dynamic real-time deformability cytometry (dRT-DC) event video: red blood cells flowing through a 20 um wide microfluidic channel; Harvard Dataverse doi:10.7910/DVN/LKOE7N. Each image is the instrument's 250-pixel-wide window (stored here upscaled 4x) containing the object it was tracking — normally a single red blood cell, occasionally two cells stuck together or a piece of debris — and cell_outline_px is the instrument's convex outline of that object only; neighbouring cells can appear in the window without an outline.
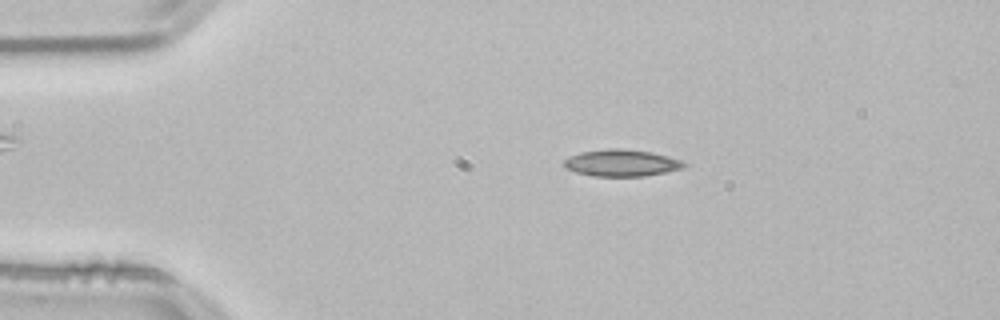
{"species": "common noctule bat (a hibernating species)", "species_latin": "Nyctalus noctula", "temperature_condition": "room temperature", "stored_images_in_passage": 15, "camera_frame_rate_fps": 3000, "um_per_image_px": 0.085, "animal": {"sex": "male", "body_mass_g": 21.5, "forearm_length_mm": 52.0}, "frame": {"image": 1, "passage_image": 9, "time_ms": 2.667, "image_size_px": [1000, 320], "cell_outline_px": [[688, 164], [684, 168], [644, 176], [592, 176], [576, 172], [564, 168], [564, 160], [580, 152], [608, 148], [620, 148], [652, 152], [668, 156], [680, 160]], "centroid_in_image_um": [52.83, 13.85], "position_along_channel_um": 32.2, "area_um2": 18.73}}